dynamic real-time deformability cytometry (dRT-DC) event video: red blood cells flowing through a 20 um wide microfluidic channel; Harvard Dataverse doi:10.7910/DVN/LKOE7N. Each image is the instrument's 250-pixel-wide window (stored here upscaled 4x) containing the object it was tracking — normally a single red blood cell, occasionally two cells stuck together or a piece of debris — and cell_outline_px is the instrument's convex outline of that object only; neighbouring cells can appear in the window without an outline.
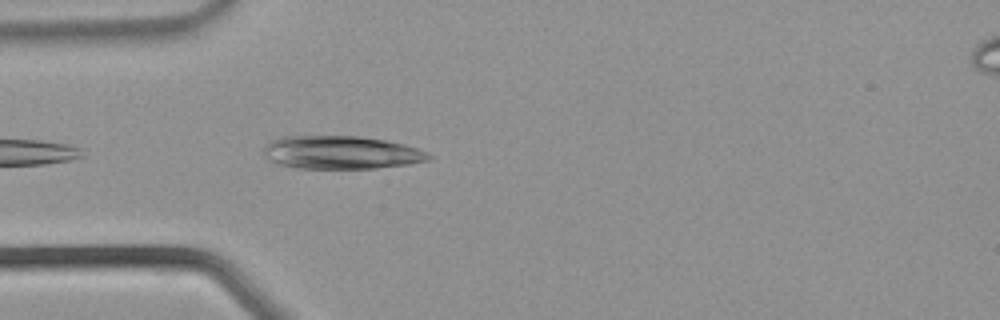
{"species": "common noctule bat (a hibernating species)", "species_latin": "Nyctalus noctula", "temperature_condition": "warm", "stored_images_in_passage": 9, "camera_frame_rate_fps": 3000, "um_per_image_px": 0.085, "animal": {"sex": "male", "body_mass_g": 21.5, "forearm_length_mm": 52.0}, "frame": {"image": 1, "passage_image": 3, "time_ms": 0.667, "image_size_px": [1000, 320], "cell_outline_px": [[432, 160], [408, 164], [376, 168], [300, 168], [280, 164], [268, 160], [264, 156], [264, 148], [272, 140], [284, 136], [360, 136], [384, 140], [404, 144], [428, 152], [432, 156]], "centroid_in_image_um": [29.03, 12.96], "position_along_channel_um": 56.0, "area_um2": 31.79}}
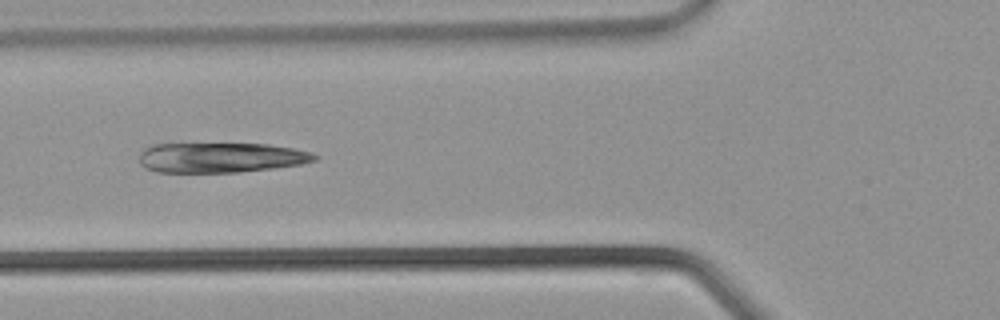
{"frame": {"image": 2, "passage_image": 6, "time_ms": 1.667, "image_size_px": [1000, 320], "cell_outline_px": [[320, 156], [316, 160], [300, 164], [276, 168], [240, 172], [156, 172], [144, 168], [140, 164], [140, 152], [144, 148], [152, 144], [268, 144], [292, 148], [312, 152]], "centroid_in_image_um": [18.77, 13.39], "position_along_channel_um": 107.0, "area_um2": 30.87}}